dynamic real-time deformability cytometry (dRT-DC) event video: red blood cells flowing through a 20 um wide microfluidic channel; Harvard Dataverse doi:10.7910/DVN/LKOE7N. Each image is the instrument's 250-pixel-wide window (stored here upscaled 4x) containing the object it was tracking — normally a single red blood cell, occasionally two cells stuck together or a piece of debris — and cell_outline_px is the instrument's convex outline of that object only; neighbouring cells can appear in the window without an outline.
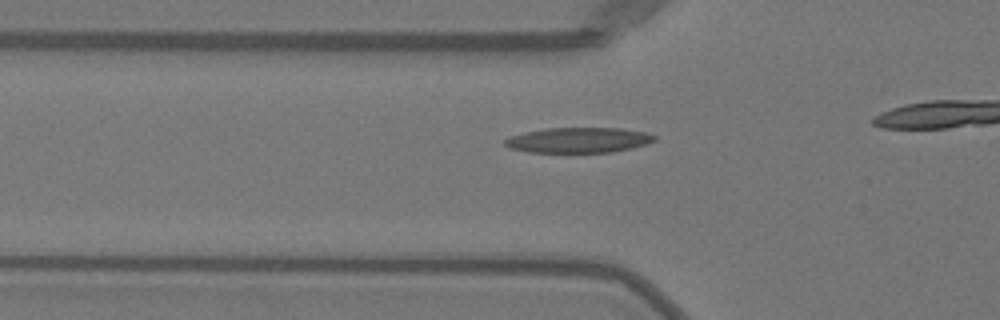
{"species": "Egyptian fruit bat (a non-hibernating species)", "species_latin": "Rousettus aegyptiacus", "temperature_condition": "warm", "stored_images_in_passage": 28, "camera_frame_rate_fps": 3000, "um_per_image_px": 0.085, "animal": {"sex": "female"}, "frame": {"image": 1, "passage_image": 3, "time_ms": 0.667, "image_size_px": [1000, 320], "cell_outline_px": [[656, 140], [632, 148], [612, 152], [528, 152], [508, 148], [504, 144], [504, 140], [508, 136], [524, 132], [548, 128], [620, 128], [644, 132], [656, 136]], "centroid_in_image_um": [49.12, 11.91], "position_along_channel_um": 76.7, "area_um2": 22.02}}
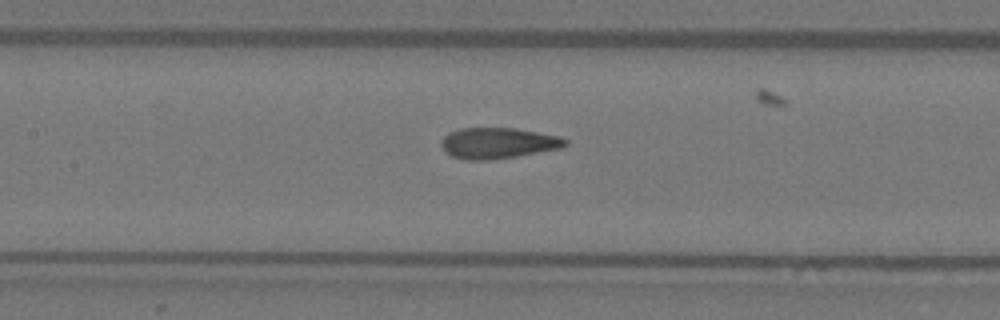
{"frame": {"image": 2, "passage_image": 10, "time_ms": 3.0, "image_size_px": [1000, 320], "cell_outline_px": [[568, 144], [564, 148], [492, 160], [464, 160], [452, 156], [440, 144], [444, 136], [448, 132], [460, 128], [516, 128], [560, 136], [568, 140]], "centroid_in_image_um": [42.37, 12.16], "position_along_channel_um": 165.0, "area_um2": 22.48}}
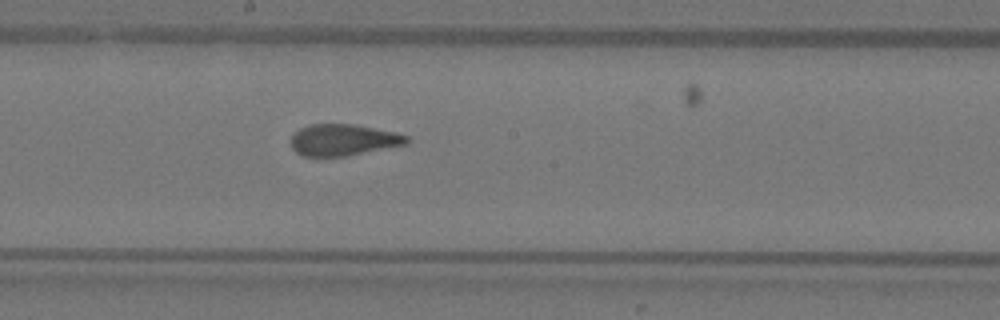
{"frame": {"image": 3, "passage_image": 14, "time_ms": 4.333, "image_size_px": [1000, 320], "cell_outline_px": [[412, 140], [408, 144], [344, 156], [304, 156], [296, 152], [292, 148], [292, 136], [300, 128], [308, 124], [356, 124], [396, 132], [408, 136]], "centroid_in_image_um": [29.22, 11.88], "position_along_channel_um": 219.0, "area_um2": 21.27}}